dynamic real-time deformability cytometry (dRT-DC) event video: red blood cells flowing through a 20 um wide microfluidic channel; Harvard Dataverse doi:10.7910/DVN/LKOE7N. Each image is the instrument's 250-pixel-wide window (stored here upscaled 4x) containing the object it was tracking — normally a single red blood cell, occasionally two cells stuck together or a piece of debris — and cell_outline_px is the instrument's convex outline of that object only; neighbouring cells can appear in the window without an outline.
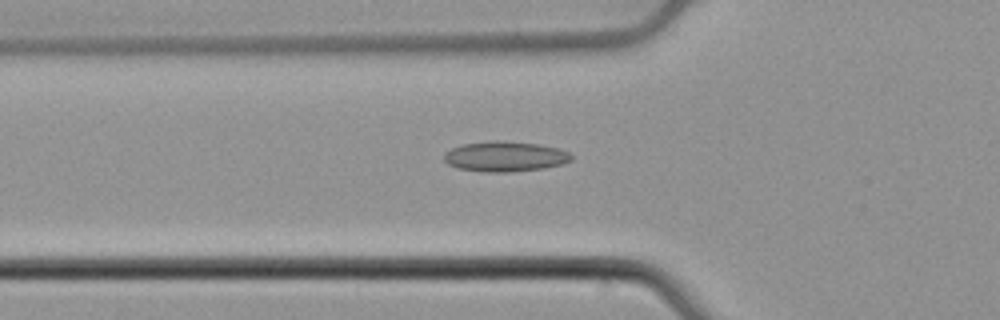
{"species": "common noctule bat (a hibernating species)", "species_latin": "Nyctalus noctula", "temperature_condition": "cold", "stored_images_in_passage": 53, "camera_frame_rate_fps": 3000, "um_per_image_px": 0.085, "animal": {"sex": "male", "body_mass_g": 21.5, "forearm_length_mm": 52.0}, "frame": {"image": 1, "passage_image": 19, "time_ms": 6.0, "image_size_px": [1000, 320], "cell_outline_px": [[572, 160], [564, 164], [544, 168], [508, 172], [484, 172], [456, 168], [448, 164], [444, 160], [444, 152], [452, 148], [464, 144], [492, 140], [500, 140], [536, 144], [556, 148], [568, 152], [572, 156]], "centroid_in_image_um": [42.9, 13.31], "position_along_channel_um": 82.9, "area_um2": 22.43}}
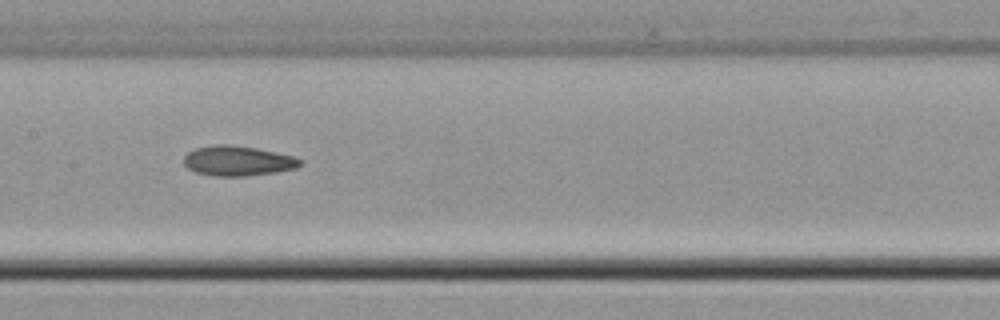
{"frame": {"image": 2, "passage_image": 27, "time_ms": 8.667, "image_size_px": [1000, 320], "cell_outline_px": [[304, 164], [296, 168], [276, 172], [244, 176], [212, 176], [196, 172], [188, 168], [184, 164], [184, 156], [188, 152], [196, 148], [212, 144], [232, 144], [256, 148], [292, 156], [304, 160]], "centroid_in_image_um": [20.22, 13.67], "position_along_channel_um": 187.2, "area_um2": 20.46}}
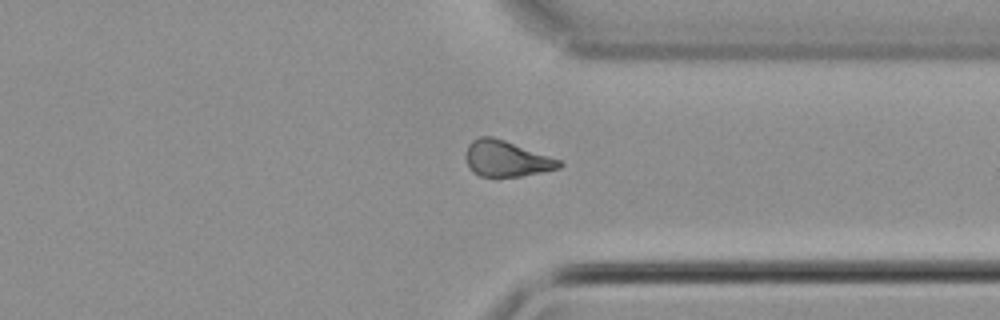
{"frame": {"image": 3, "passage_image": 41, "time_ms": 13.333, "image_size_px": [1000, 320], "cell_outline_px": [[564, 164], [560, 168], [520, 176], [480, 176], [472, 172], [468, 164], [468, 144], [472, 140], [480, 136], [492, 136], [504, 140], [560, 160]], "centroid_in_image_um": [43.05, 13.48], "position_along_channel_um": 368.3, "area_um2": 19.07}, "authors_computed_cell_mechanics": {"area_um2": 20.4612, "velocity_mm_per_s": 3.8942, "shape_relaxation_time_tau1_ms": null, "shape_relaxation_time_tau2_ms": 8.2017, "deformation_change_tau1": null, "deformation_change_tau2": 0.1503}}